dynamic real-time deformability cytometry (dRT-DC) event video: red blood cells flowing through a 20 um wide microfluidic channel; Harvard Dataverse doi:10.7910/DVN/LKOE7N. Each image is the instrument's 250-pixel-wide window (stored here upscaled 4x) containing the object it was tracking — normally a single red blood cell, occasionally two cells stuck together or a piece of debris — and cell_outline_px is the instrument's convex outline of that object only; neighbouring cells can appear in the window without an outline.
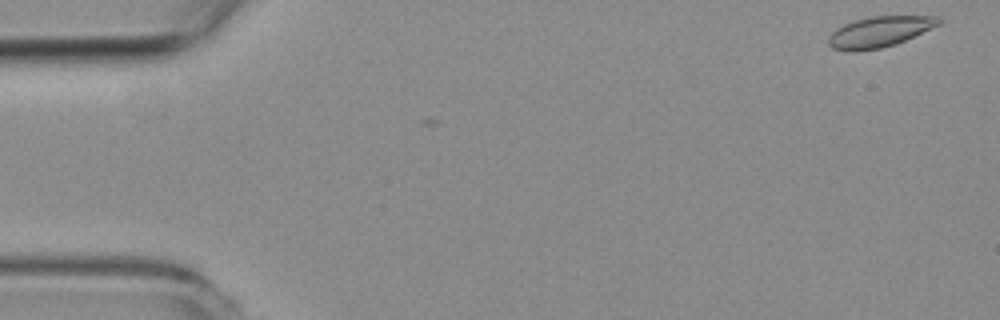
{"species": "common noctule bat (a hibernating species)", "species_latin": "Nyctalus noctula", "temperature_condition": "room temperature", "stored_images_in_passage": 3, "camera_frame_rate_fps": 3000, "um_per_image_px": 0.085, "animal": {"sex": "female", "body_mass_g": 19.3, "forearm_length_mm": 54.1}, "frame": {"image": 1, "passage_image": 1, "time_ms": 0.0, "image_size_px": [1000, 320], "cell_outline_px": [[944, 20], [940, 24], [896, 44], [880, 48], [852, 52], [832, 48], [828, 44], [828, 36], [836, 28], [844, 24], [856, 20], [872, 16], [940, 16]], "centroid_in_image_um": [74.75, 2.7], "position_along_channel_um": 10.2, "area_um2": 19.71}}